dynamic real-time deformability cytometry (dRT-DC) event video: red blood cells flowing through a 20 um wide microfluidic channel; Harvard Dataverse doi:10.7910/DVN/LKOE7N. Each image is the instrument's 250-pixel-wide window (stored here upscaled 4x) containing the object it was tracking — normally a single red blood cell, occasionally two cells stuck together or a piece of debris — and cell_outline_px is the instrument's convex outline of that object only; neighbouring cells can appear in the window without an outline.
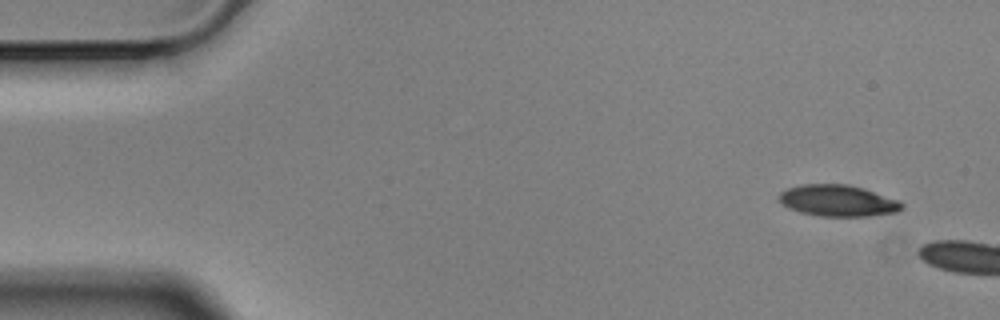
{"species": "Egyptian fruit bat (a non-hibernating species)", "species_latin": "Rousettus aegyptiacus", "temperature_condition": "cold", "stored_images_in_passage": 4, "camera_frame_rate_fps": 3000, "um_per_image_px": 0.085, "animal": {"sex": "male"}, "frame": {"image": 1, "passage_image": 1, "time_ms": 0.0, "image_size_px": [1000, 320], "cell_outline_px": [[904, 204], [896, 212], [868, 216], [820, 216], [800, 212], [788, 208], [780, 200], [780, 192], [788, 188], [800, 184], [848, 184], [864, 188], [900, 200]], "centroid_in_image_um": [71.23, 17.05], "position_along_channel_um": 13.8, "area_um2": 22.43}}